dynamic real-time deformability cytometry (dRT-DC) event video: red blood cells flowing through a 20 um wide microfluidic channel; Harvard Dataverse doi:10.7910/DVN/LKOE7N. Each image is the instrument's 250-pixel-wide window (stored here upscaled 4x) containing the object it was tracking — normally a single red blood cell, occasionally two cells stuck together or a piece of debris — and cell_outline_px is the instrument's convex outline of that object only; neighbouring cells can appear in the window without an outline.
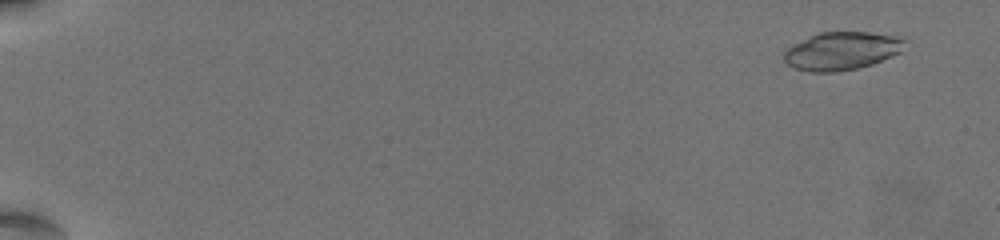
{"species": "common noctule bat (a hibernating species)", "species_latin": "Nyctalus noctula", "temperature_condition": "warm", "stored_images_in_passage": 16, "camera_frame_rate_fps": 3000, "um_per_image_px": 0.085, "animal": {"sex": "female", "body_mass_g": 19.5, "forearm_length_mm": 54.1}, "frame": {"image": 1, "passage_image": 5, "time_ms": 1.333, "image_size_px": [1000, 240], "cell_outline_px": [[908, 40], [900, 52], [892, 56], [872, 64], [856, 68], [836, 72], [808, 72], [784, 64], [784, 52], [792, 44], [808, 36], [820, 32], [868, 32], [904, 36]], "centroid_in_image_um": [71.56, 4.32], "position_along_channel_um": 13.4, "area_um2": 27.17}}